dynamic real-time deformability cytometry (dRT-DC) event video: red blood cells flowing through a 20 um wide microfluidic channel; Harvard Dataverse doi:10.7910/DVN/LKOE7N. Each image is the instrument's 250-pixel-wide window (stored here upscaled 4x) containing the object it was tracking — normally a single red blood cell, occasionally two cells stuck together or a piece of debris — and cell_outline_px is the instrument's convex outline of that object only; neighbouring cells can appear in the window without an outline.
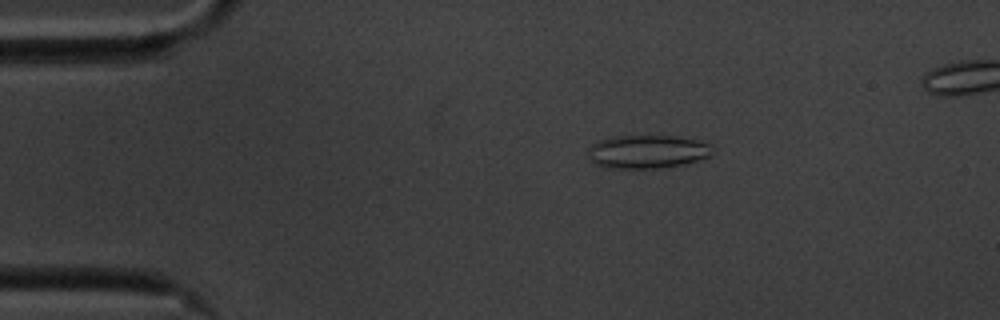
{"species": "common noctule bat (a hibernating species)", "species_latin": "Nyctalus noctula", "temperature_condition": "cold", "stored_images_in_passage": 55, "camera_frame_rate_fps": 3000, "um_per_image_px": 0.085, "animal": {"sex": "male", "body_mass_g": 20.1, "forearm_length_mm": 53.5}, "frame": {"image": 1, "passage_image": 10, "time_ms": 3.0, "image_size_px": [1000, 320], "cell_outline_px": [[712, 156], [684, 164], [660, 168], [604, 168], [596, 164], [588, 156], [588, 148], [596, 140], [616, 136], [676, 136], [696, 140], [712, 144]], "centroid_in_image_um": [55.02, 12.89], "position_along_channel_um": 30.0, "area_um2": 24.39}}
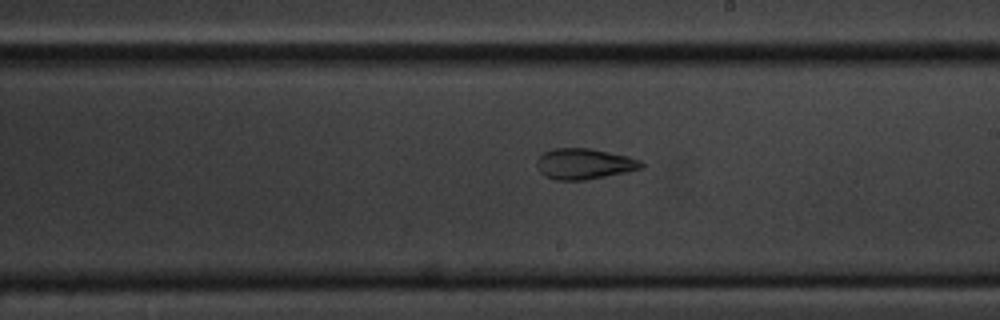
{"frame": {"image": 2, "passage_image": 32, "time_ms": 10.333, "image_size_px": [1000, 320], "cell_outline_px": [[644, 168], [584, 180], [556, 180], [544, 176], [536, 168], [536, 160], [544, 152], [552, 148], [592, 148], [628, 156], [640, 160], [644, 164]], "centroid_in_image_um": [49.63, 13.92], "position_along_channel_um": 239.4, "area_um2": 18.84}}
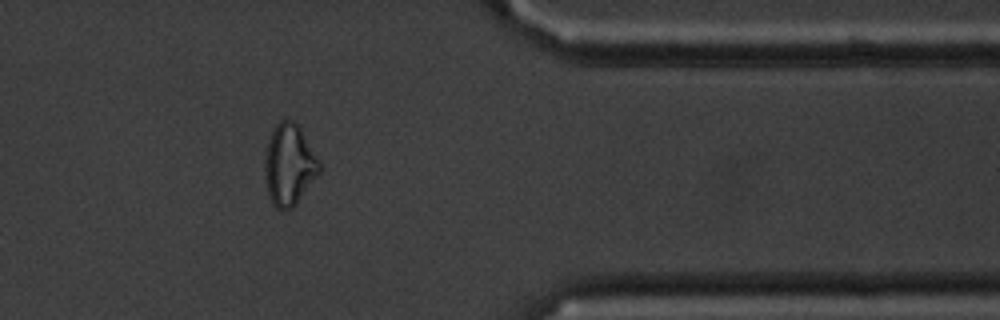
{"frame": {"image": 3, "passage_image": 46, "time_ms": 15.0, "image_size_px": [1000, 320], "cell_outline_px": [[320, 172], [296, 204], [292, 208], [276, 208], [272, 204], [268, 196], [264, 176], [264, 160], [268, 140], [276, 124], [280, 120], [292, 120], [300, 128], [320, 160]], "centroid_in_image_um": [24.57, 14.01], "position_along_channel_um": 386.8, "area_um2": 25.84}}